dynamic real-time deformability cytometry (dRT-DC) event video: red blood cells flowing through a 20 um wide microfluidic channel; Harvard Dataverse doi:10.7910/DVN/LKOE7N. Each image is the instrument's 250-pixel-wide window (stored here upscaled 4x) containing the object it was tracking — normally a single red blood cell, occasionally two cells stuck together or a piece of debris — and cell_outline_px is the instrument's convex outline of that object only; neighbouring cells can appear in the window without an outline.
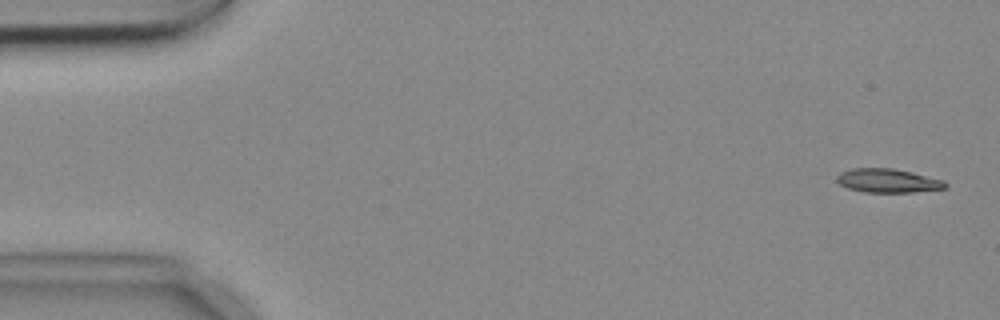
{"species": "common noctule bat (a hibernating species)", "species_latin": "Nyctalus noctula", "temperature_condition": "cold", "stored_images_in_passage": 5, "camera_frame_rate_fps": 3000, "um_per_image_px": 0.085, "animal": {"sex": "female", "body_mass_g": 18.4}, "frame": {"image": 1, "passage_image": 1, "time_ms": 0.0, "image_size_px": [1000, 320], "cell_outline_px": [[948, 184], [944, 188], [912, 192], [864, 192], [848, 188], [840, 184], [836, 180], [836, 176], [840, 172], [852, 168], [892, 168], [912, 172], [944, 180]], "centroid_in_image_um": [75.44, 15.35], "position_along_channel_um": 9.6, "area_um2": 15.03}}
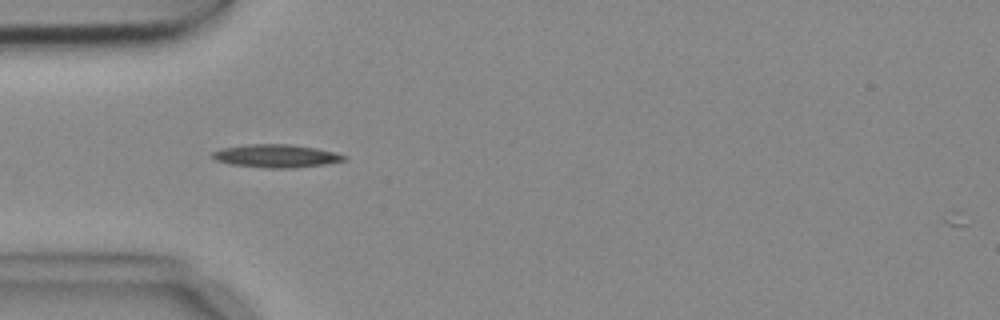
{"frame": {"image": 2, "passage_image": 4, "time_ms": 1.0, "image_size_px": [1000, 320], "cell_outline_px": [[348, 156], [344, 160], [324, 164], [292, 168], [268, 168], [228, 164], [216, 160], [212, 156], [212, 152], [220, 148], [248, 144], [292, 144], [316, 148]], "centroid_in_image_um": [23.42, 13.25], "position_along_channel_um": 61.6, "area_um2": 17.63}}